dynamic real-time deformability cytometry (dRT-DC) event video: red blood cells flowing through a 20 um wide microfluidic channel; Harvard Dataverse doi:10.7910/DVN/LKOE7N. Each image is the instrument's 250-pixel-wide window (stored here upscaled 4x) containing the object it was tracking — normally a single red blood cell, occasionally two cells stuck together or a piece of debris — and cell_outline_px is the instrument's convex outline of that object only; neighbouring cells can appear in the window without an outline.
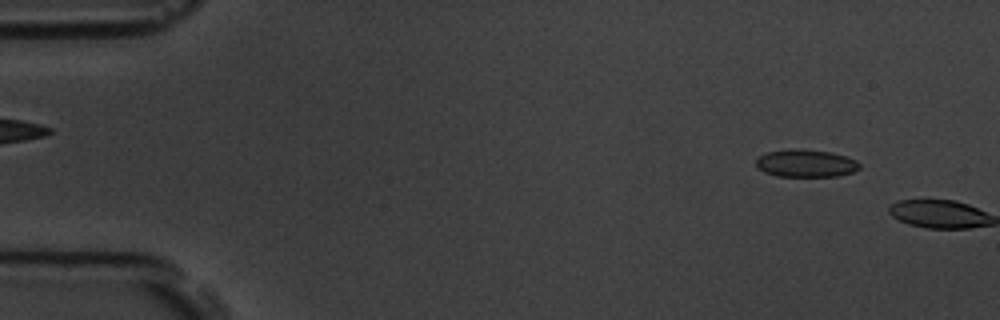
{"species": "common noctule bat (a hibernating species)", "species_latin": "Nyctalus noctula", "temperature_condition": "room temperature", "stored_images_in_passage": 2, "camera_frame_rate_fps": 3000, "um_per_image_px": 0.085, "animal": {"sex": "male", "body_mass_g": 19.5, "forearm_length_mm": 54.6}, "frame": {"image": 1, "passage_image": 1, "time_ms": 0.0, "image_size_px": [1000, 320], "cell_outline_px": [[860, 168], [852, 172], [836, 176], [776, 176], [764, 172], [756, 164], [756, 160], [760, 156], [768, 152], [792, 148], [800, 148], [828, 152], [844, 156], [856, 160], [860, 164]], "centroid_in_image_um": [68.49, 13.88], "position_along_channel_um": 16.5, "area_um2": 16.47}}